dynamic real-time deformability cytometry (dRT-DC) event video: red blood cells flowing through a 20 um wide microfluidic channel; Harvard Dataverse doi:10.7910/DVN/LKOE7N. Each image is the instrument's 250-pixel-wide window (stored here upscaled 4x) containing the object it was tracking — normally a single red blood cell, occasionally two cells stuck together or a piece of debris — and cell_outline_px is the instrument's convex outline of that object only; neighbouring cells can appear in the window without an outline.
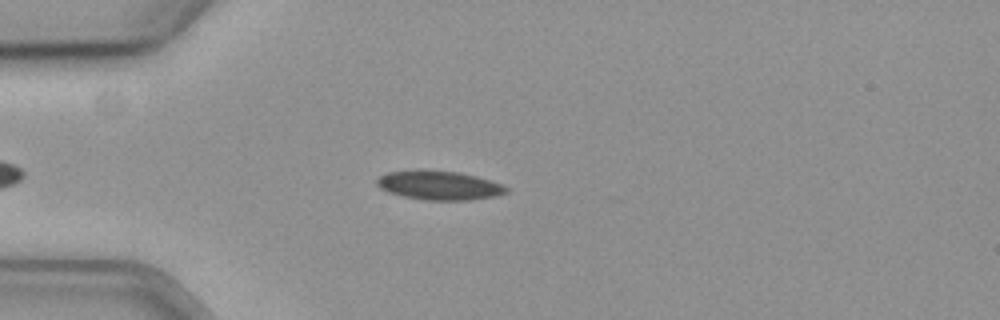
{"species": "common noctule bat (a hibernating species)", "species_latin": "Nyctalus noctula", "temperature_condition": "cold", "stored_images_in_passage": 40, "camera_frame_rate_fps": 3000, "um_per_image_px": 0.085, "animal": {"sex": "female", "body_mass_g": 19.3, "forearm_length_mm": 54.1}, "frame": {"image": 1, "passage_image": 2, "time_ms": 0.333, "image_size_px": [1000, 320], "cell_outline_px": [[508, 192], [496, 196], [468, 200], [428, 200], [404, 196], [388, 192], [380, 188], [376, 184], [376, 180], [380, 176], [388, 172], [424, 168], [460, 172], [476, 176], [504, 184], [508, 188]], "centroid_in_image_um": [37.33, 15.73], "position_along_channel_um": 47.7, "area_um2": 22.25}}
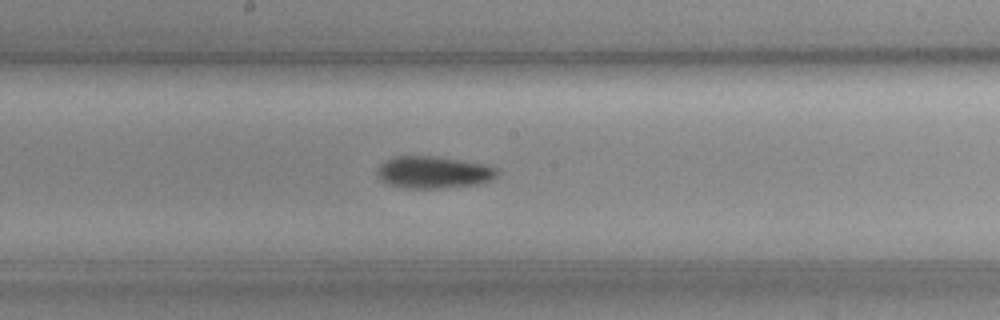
{"frame": {"image": 2, "passage_image": 17, "time_ms": 5.333, "image_size_px": [1000, 320], "cell_outline_px": [[500, 172], [492, 180], [480, 184], [444, 188], [408, 188], [392, 184], [384, 180], [376, 172], [380, 164], [396, 156], [428, 156], [484, 164], [496, 168]], "centroid_in_image_um": [36.91, 14.65], "position_along_channel_um": 211.3, "area_um2": 21.96}}
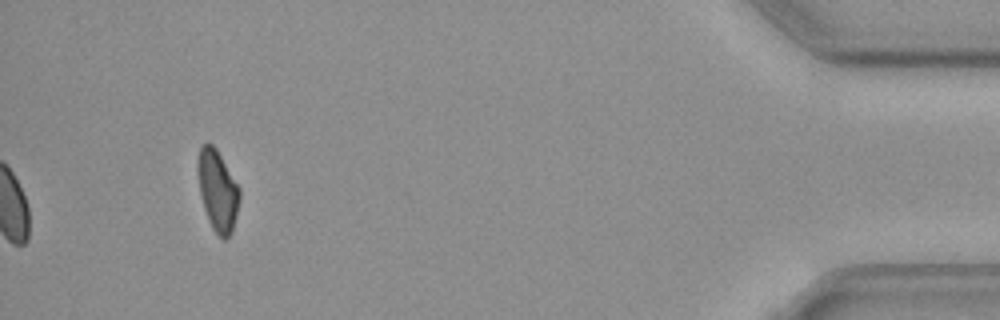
{"frame": {"image": 3, "passage_image": 40, "time_ms": 13.0, "image_size_px": [1000, 320], "cell_outline_px": [[240, 200], [232, 232], [228, 240], [224, 240], [212, 228], [208, 220], [200, 196], [196, 172], [196, 164], [200, 148], [204, 144], [212, 144], [216, 148], [240, 188]], "centroid_in_image_um": [18.48, 16.21], "position_along_channel_um": 416.7, "area_um2": 19.94}, "authors_computed_cell_mechanics": {"area_um2": 21.4438, "velocity_mm_per_s": 3.6283, "shape_relaxation_time_tau1_ms": 8.6786, "shape_relaxation_time_tau2_ms": null, "deformation_change_tau1": 0.1247, "deformation_change_tau2": null}}